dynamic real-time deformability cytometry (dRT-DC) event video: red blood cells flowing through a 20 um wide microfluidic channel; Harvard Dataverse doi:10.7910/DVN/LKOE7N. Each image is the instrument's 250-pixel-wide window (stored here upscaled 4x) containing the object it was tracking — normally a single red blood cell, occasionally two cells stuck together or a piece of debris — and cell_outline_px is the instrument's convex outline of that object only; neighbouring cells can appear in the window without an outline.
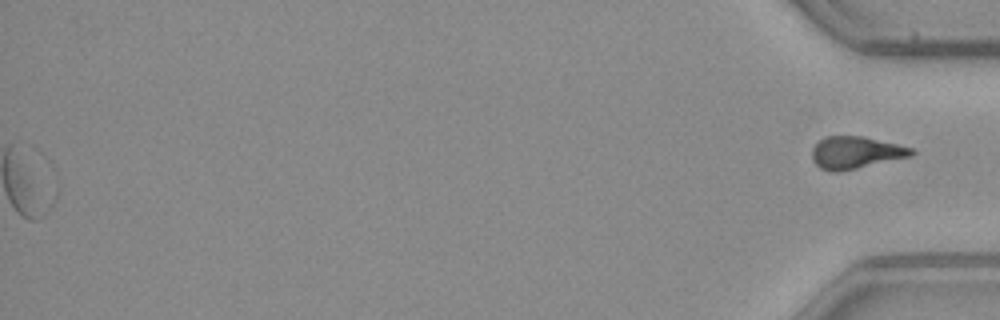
{"species": "common noctule bat (a hibernating species)", "species_latin": "Nyctalus noctula", "temperature_condition": "warm", "stored_images_in_passage": 48, "segment_of_instrument_passage": [2, 2], "camera_frame_rate_fps": 3000, "um_per_image_px": 0.085, "animal": {"sex": "male", "body_mass_g": 23.1, "forearm_length_mm": 52.7}, "frame": {"image": 1, "passage_image": 48, "time_ms": 15.667, "image_size_px": [1000, 320], "cell_outline_px": [[916, 152], [912, 156], [856, 168], [836, 172], [832, 172], [820, 168], [812, 160], [812, 148], [824, 136], [864, 136], [912, 148]], "centroid_in_image_um": [72.72, 12.96], "position_along_channel_um": 362.5, "area_um2": 18.55}}